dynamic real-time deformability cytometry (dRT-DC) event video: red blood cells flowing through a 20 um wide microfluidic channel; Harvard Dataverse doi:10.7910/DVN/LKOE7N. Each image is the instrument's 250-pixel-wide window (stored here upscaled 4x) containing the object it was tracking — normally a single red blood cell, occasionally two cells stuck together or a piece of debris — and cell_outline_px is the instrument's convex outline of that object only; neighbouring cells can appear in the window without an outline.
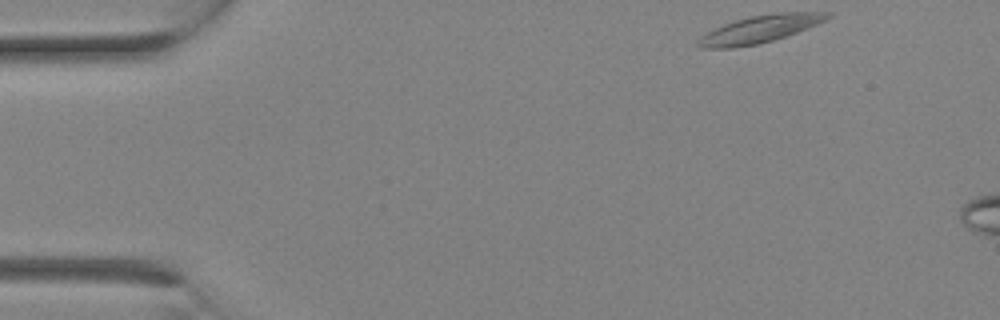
{"species": "Egyptian fruit bat (a non-hibernating species)", "species_latin": "Rousettus aegyptiacus", "temperature_condition": "room temperature", "stored_images_in_passage": 4, "camera_frame_rate_fps": 3000, "um_per_image_px": 0.085, "animal": {"sex": "female"}, "frame": {"image": 1, "passage_image": 1, "time_ms": 0.0, "image_size_px": [1000, 320], "cell_outline_px": [[832, 16], [816, 24], [796, 32], [772, 40], [756, 44], [732, 48], [700, 48], [696, 44], [696, 40], [700, 36], [724, 24], [748, 16], [780, 12], [832, 12]], "centroid_in_image_um": [64.55, 2.47], "position_along_channel_um": 20.5, "area_um2": 20.35}}